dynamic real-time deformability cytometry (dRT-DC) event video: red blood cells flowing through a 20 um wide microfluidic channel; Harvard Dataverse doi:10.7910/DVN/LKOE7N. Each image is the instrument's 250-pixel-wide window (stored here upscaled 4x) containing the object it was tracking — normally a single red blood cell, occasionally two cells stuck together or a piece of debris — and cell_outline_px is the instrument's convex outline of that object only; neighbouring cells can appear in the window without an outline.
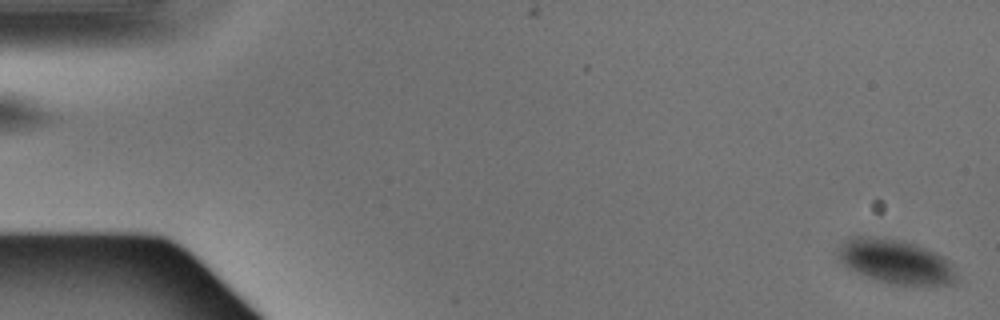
{"species": "Egyptian fruit bat (a non-hibernating species)", "species_latin": "Rousettus aegyptiacus", "temperature_condition": "warm", "stored_images_in_passage": 3, "camera_frame_rate_fps": 3000, "um_per_image_px": 0.085, "animal": {"sex": "male"}, "frame": {"image": 1, "passage_image": 1, "time_ms": 0.0, "image_size_px": [1000, 320], "cell_outline_px": [[952, 284], [892, 284], [876, 280], [864, 276], [848, 268], [840, 260], [836, 252], [836, 248], [848, 236], [872, 236], [904, 240], [916, 244], [936, 252], [944, 256], [948, 260], [952, 268]], "centroid_in_image_um": [76.02, 22.18], "position_along_channel_um": 9.0, "area_um2": 30.4}}